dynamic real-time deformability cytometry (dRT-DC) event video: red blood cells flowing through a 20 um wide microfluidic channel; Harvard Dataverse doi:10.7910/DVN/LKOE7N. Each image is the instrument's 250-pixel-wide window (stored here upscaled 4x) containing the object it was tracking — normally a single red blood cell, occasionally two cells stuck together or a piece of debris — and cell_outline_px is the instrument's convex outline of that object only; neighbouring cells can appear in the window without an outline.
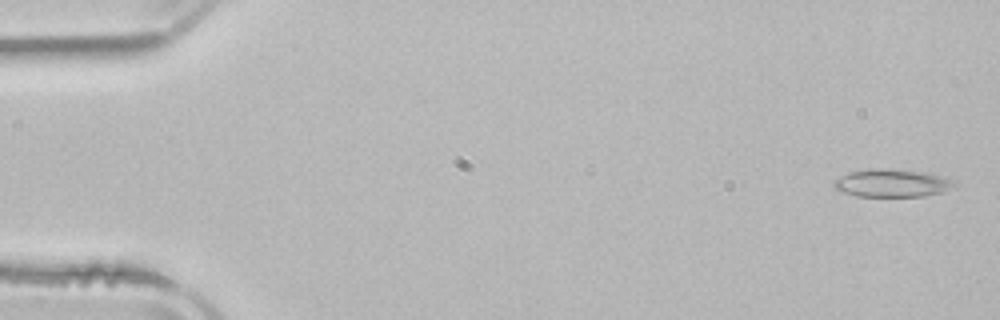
{"species": "common noctule bat (a hibernating species)", "species_latin": "Nyctalus noctula", "temperature_condition": "room temperature", "stored_images_in_passage": 5, "camera_frame_rate_fps": 3000, "um_per_image_px": 0.085, "animal": {"sex": "male", "body_mass_g": 21.5, "forearm_length_mm": 52.0}, "frame": {"image": 1, "passage_image": 1, "time_ms": 0.0, "image_size_px": [1000, 320], "cell_outline_px": [[956, 184], [940, 192], [924, 196], [856, 196], [844, 192], [836, 188], [832, 184], [840, 176], [848, 172], [872, 168], [884, 168], [916, 172], [944, 176], [956, 180]], "centroid_in_image_um": [75.79, 15.56], "position_along_channel_um": 9.2, "area_um2": 19.19}}
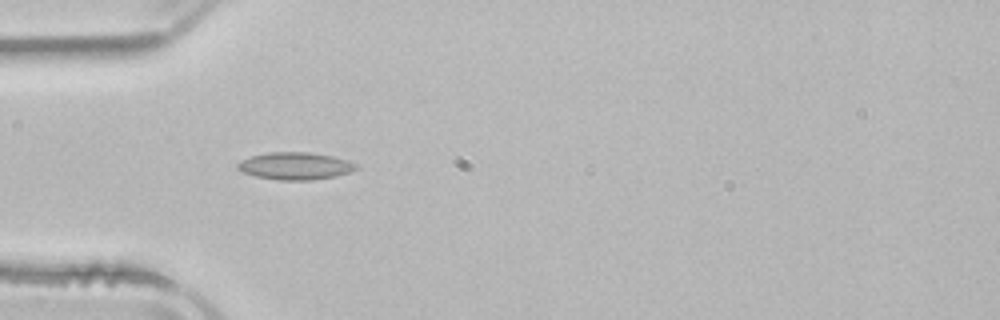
{"frame": {"image": 2, "passage_image": 4, "time_ms": 4.667, "image_size_px": [1000, 320], "cell_outline_px": [[360, 168], [336, 176], [308, 180], [280, 180], [256, 176], [244, 172], [236, 168], [236, 164], [240, 160], [252, 156], [268, 152], [308, 152], [332, 156], [348, 160], [356, 164]], "centroid_in_image_um": [25.09, 14.1], "position_along_channel_um": 59.9, "area_um2": 18.79}}
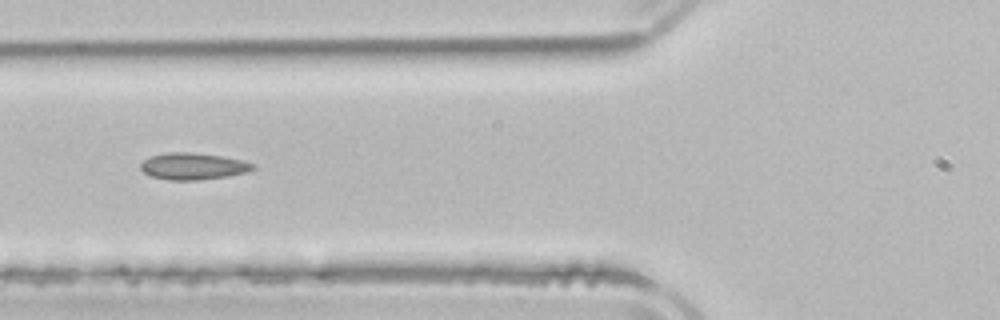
{"frame": {"image": 3, "passage_image": 5, "time_ms": 6.0, "image_size_px": [1000, 320], "cell_outline_px": [[256, 168], [244, 172], [228, 176], [196, 180], [168, 180], [152, 176], [144, 172], [140, 168], [140, 164], [144, 160], [152, 156], [168, 152], [192, 152], [220, 156], [240, 160], [256, 164]], "centroid_in_image_um": [16.4, 14.13], "position_along_channel_um": 109.4, "area_um2": 17.28}}